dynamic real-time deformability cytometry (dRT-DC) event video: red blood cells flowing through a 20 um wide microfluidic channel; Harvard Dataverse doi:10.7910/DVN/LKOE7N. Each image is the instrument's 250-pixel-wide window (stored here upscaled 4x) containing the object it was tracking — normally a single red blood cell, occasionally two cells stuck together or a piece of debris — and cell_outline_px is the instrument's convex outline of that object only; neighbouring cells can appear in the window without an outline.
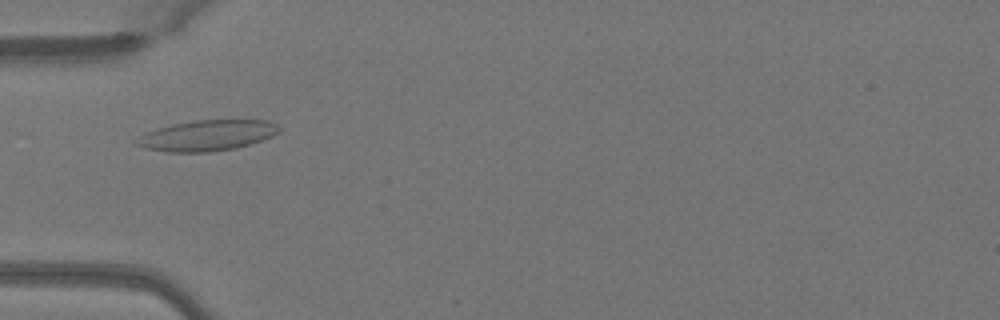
{"species": "Egyptian fruit bat (a non-hibernating species)", "species_latin": "Rousettus aegyptiacus", "temperature_condition": "warm", "stored_images_in_passage": 48, "camera_frame_rate_fps": 3000, "um_per_image_px": 0.085, "animal": {"sex": "female"}, "frame": {"image": 1, "passage_image": 14, "time_ms": 4.333, "image_size_px": [1000, 320], "cell_outline_px": [[280, 132], [272, 136], [236, 148], [208, 152], [164, 152], [144, 148], [136, 144], [136, 140], [140, 136], [156, 128], [172, 124], [192, 120], [268, 120], [276, 124], [280, 128]], "centroid_in_image_um": [17.59, 11.51], "position_along_channel_um": 67.4, "area_um2": 25.43}}
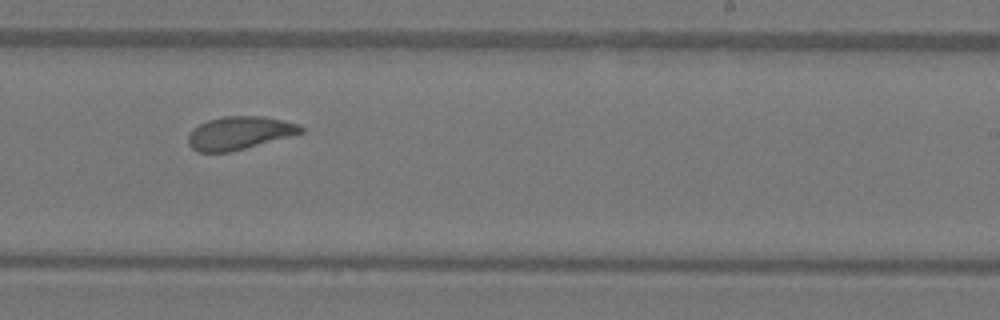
{"frame": {"image": 2, "passage_image": 29, "time_ms": 9.333, "image_size_px": [1000, 320], "cell_outline_px": [[304, 132], [244, 148], [228, 152], [196, 152], [188, 144], [188, 136], [192, 128], [208, 120], [224, 116], [264, 116], [284, 120], [300, 124], [304, 128]], "centroid_in_image_um": [20.33, 11.29], "position_along_channel_um": 268.7, "area_um2": 21.62}}
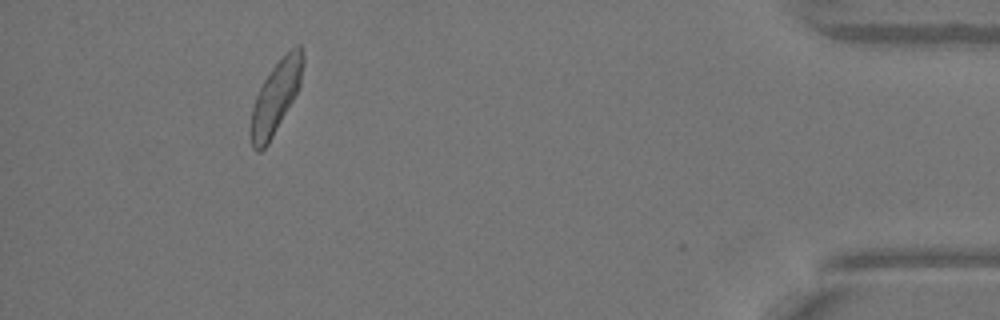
{"frame": {"image": 3, "passage_image": 44, "time_ms": 14.333, "image_size_px": [1000, 320], "cell_outline_px": [[304, 64], [300, 88], [268, 144], [260, 152], [256, 152], [252, 148], [248, 132], [252, 108], [256, 96], [264, 80], [272, 68], [296, 44], [300, 44], [304, 56]], "centroid_in_image_um": [23.43, 8.3], "position_along_channel_um": 411.8, "area_um2": 22.14}, "authors_computed_cell_mechanics": {"area_um2": 22.253, "velocity_mm_per_s": 4.0329, "shape_relaxation_time_tau1_ms": 5.3887, "shape_relaxation_time_tau2_ms": 2.3226, "deformation_change_tau1": 0.1487, "deformation_change_tau2": 0.0938}}